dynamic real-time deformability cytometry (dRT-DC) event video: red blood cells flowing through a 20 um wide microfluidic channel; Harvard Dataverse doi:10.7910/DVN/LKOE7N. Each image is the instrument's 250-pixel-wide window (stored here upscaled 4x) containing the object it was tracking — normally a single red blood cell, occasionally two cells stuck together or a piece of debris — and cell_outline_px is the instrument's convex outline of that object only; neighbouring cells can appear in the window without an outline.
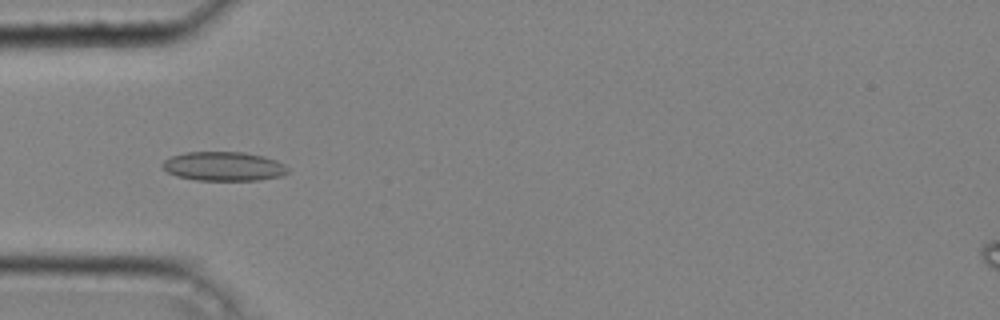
{"species": "common noctule bat (a hibernating species)", "species_latin": "Nyctalus noctula", "temperature_condition": "cold", "stored_images_in_passage": 43, "camera_frame_rate_fps": 3000, "um_per_image_px": 0.085, "animal": {"sex": "male", "body_mass_g": 20.4}, "frame": {"image": 1, "passage_image": 13, "time_ms": 4.0, "image_size_px": [1000, 320], "cell_outline_px": [[288, 172], [280, 176], [260, 180], [196, 180], [176, 176], [168, 172], [160, 164], [164, 160], [172, 156], [184, 152], [244, 152], [264, 156], [276, 160], [284, 164], [288, 168]], "centroid_in_image_um": [19.0, 14.13], "position_along_channel_um": 66.0, "area_um2": 21.33}}
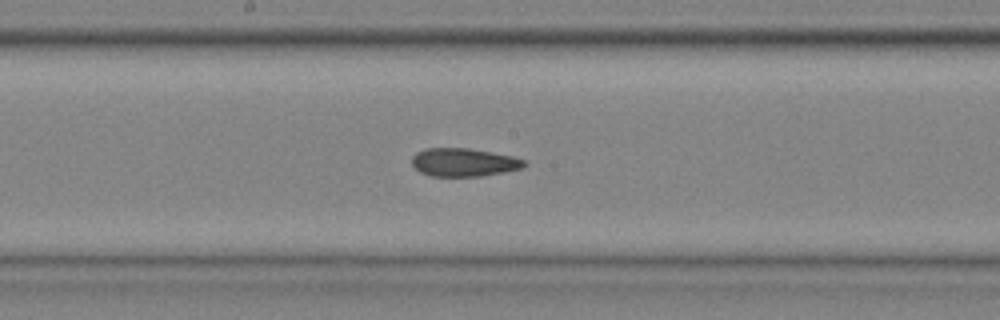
{"frame": {"image": 2, "passage_image": 23, "time_ms": 7.333, "image_size_px": [1000, 320], "cell_outline_px": [[528, 164], [524, 168], [504, 172], [480, 176], [432, 176], [420, 172], [412, 164], [412, 156], [416, 152], [424, 148], [468, 148], [492, 152], [512, 156], [524, 160]], "centroid_in_image_um": [39.43, 13.79], "position_along_channel_um": 208.8, "area_um2": 18.55}}
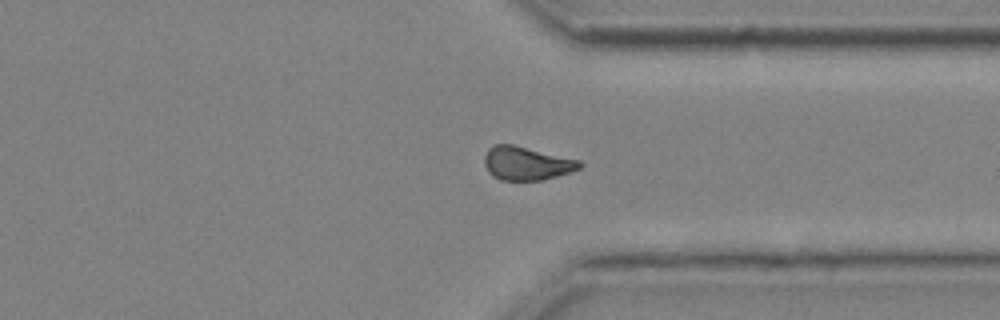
{"frame": {"image": 3, "passage_image": 34, "time_ms": 11.0, "image_size_px": [1000, 320], "cell_outline_px": [[584, 164], [580, 168], [572, 172], [540, 180], [500, 180], [492, 176], [488, 172], [484, 164], [484, 156], [488, 148], [496, 144], [512, 144], [580, 160]], "centroid_in_image_um": [44.75, 13.88], "position_along_channel_um": 366.7, "area_um2": 18.67}, "authors_computed_cell_mechanics": {"area_um2": 18.9006, "velocity_mm_per_s": 4.3038, "shape_relaxation_time_tau1_ms": null, "shape_relaxation_time_tau2_ms": 5.687, "deformation_change_tau1": null, "deformation_change_tau2": 0.1038}}